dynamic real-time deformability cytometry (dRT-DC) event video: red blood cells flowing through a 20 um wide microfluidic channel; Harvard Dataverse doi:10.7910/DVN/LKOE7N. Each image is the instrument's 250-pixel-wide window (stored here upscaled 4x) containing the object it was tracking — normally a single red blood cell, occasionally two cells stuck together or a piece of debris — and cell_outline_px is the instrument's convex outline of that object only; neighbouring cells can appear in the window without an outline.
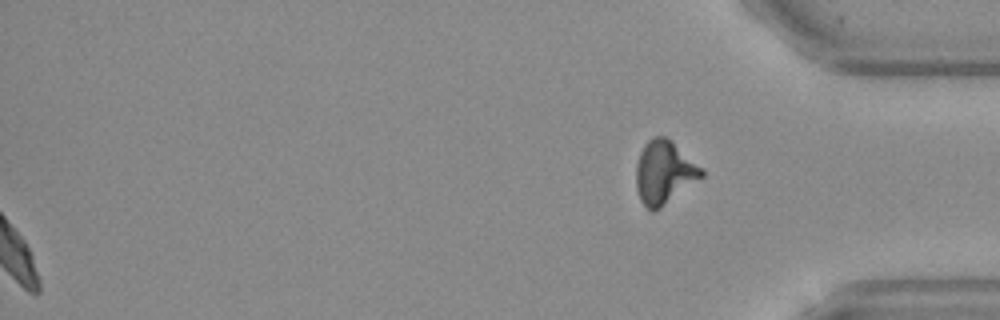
{"species": "Egyptian fruit bat (a non-hibernating species)", "species_latin": "Rousettus aegyptiacus", "temperature_condition": "warm", "stored_images_in_passage": 48, "segment_of_instrument_passage": [2, 2], "camera_frame_rate_fps": 3000, "um_per_image_px": 0.085, "frame": {"image": 1, "passage_image": 48, "time_ms": 15.667, "image_size_px": [1000, 320], "cell_outline_px": [[704, 176], [656, 212], [652, 212], [640, 200], [636, 188], [636, 164], [640, 152], [644, 144], [652, 136], [664, 136], [704, 168]], "centroid_in_image_um": [56.45, 14.68], "position_along_channel_um": 378.7, "area_um2": 24.22}}